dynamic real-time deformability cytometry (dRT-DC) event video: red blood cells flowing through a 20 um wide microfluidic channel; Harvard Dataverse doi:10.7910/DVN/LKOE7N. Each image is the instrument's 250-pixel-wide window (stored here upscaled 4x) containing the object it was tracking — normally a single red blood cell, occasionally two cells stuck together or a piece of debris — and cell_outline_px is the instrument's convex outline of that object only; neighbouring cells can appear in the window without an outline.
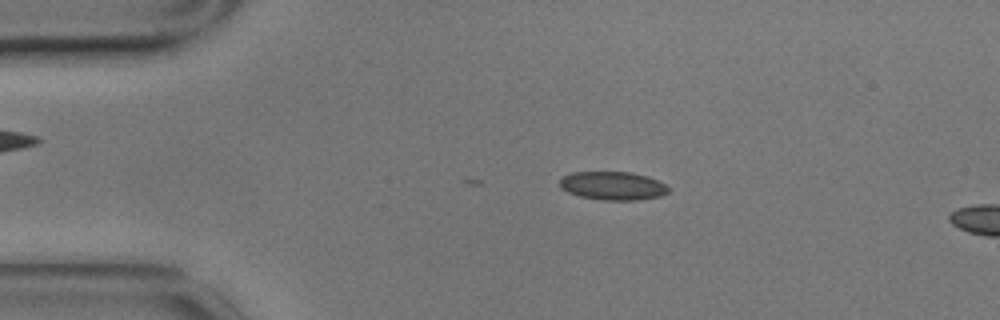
{"species": "common noctule bat (a hibernating species)", "species_latin": "Nyctalus noctula", "temperature_condition": "cold", "stored_images_in_passage": 5, "camera_frame_rate_fps": 3000, "um_per_image_px": 0.085, "animal": {"sex": "male", "body_mass_g": 17.9}, "frame": {"image": 1, "passage_image": 5, "time_ms": 1.333, "image_size_px": [1000, 320], "cell_outline_px": [[668, 192], [660, 196], [640, 200], [600, 200], [580, 196], [568, 192], [560, 188], [560, 176], [572, 172], [632, 172], [648, 176], [664, 184], [668, 188]], "centroid_in_image_um": [52.05, 15.79], "position_along_channel_um": 33.0, "area_um2": 18.09}}